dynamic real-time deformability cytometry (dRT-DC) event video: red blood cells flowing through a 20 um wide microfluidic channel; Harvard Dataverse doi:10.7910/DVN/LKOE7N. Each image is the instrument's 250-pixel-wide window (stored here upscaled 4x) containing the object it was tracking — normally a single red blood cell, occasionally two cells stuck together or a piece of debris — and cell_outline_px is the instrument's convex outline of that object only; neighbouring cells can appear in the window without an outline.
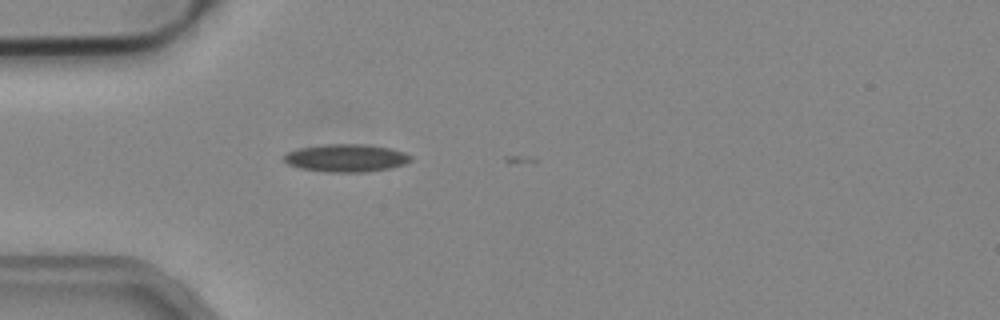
{"species": "common noctule bat (a hibernating species)", "species_latin": "Nyctalus noctula", "temperature_condition": "cold", "stored_images_in_passage": 7, "camera_frame_rate_fps": 3000, "um_per_image_px": 0.085, "animal": {"sex": "male", "body_mass_g": 19.2, "forearm_length_mm": 51.8}, "frame": {"image": 1, "passage_image": 1, "time_ms": 0.0, "image_size_px": [1000, 320], "cell_outline_px": [[412, 160], [404, 164], [392, 168], [364, 172], [328, 172], [300, 168], [288, 164], [284, 160], [284, 156], [288, 152], [300, 148], [324, 144], [364, 144], [392, 148], [404, 152], [412, 156]], "centroid_in_image_um": [29.46, 13.43], "position_along_channel_um": 55.5, "area_um2": 20.52}}